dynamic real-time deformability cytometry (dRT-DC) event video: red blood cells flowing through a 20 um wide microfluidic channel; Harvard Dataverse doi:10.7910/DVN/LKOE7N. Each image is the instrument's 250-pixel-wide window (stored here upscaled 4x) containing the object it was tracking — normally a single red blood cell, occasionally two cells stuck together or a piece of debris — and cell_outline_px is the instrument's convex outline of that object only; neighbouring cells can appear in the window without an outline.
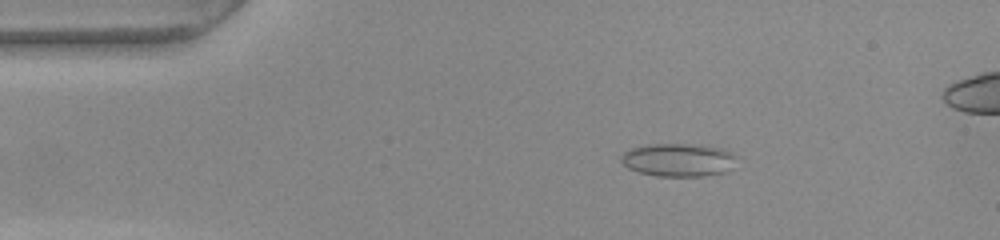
{"species": "common noctule bat (a hibernating species)", "species_latin": "Nyctalus noctula", "temperature_condition": "warm", "stored_images_in_passage": 46, "camera_frame_rate_fps": 3000, "um_per_image_px": 0.085, "animal": {"sex": "female", "body_mass_g": 22.0, "forearm_length_mm": 56.7}, "frame": {"image": 1, "passage_image": 1, "time_ms": 0.0, "image_size_px": [1000, 240], "cell_outline_px": [[740, 156], [724, 172], [700, 176], [656, 176], [640, 172], [628, 168], [620, 160], [620, 156], [624, 152], [632, 148], [644, 144], [700, 144], [724, 148]], "centroid_in_image_um": [57.67, 13.57], "position_along_channel_um": 27.3, "area_um2": 22.48}}
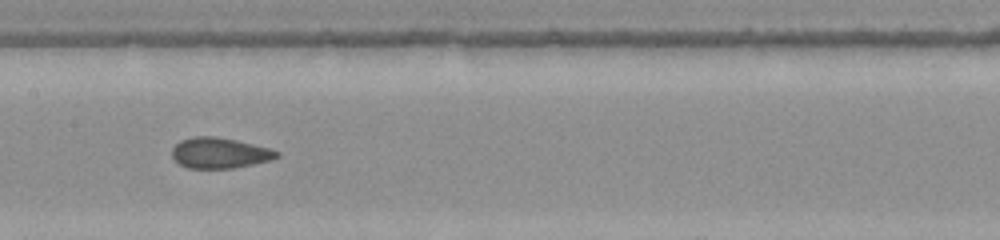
{"frame": {"image": 2, "passage_image": 18, "time_ms": 5.667, "image_size_px": [1000, 240], "cell_outline_px": [[280, 156], [268, 160], [236, 168], [188, 168], [180, 164], [172, 156], [172, 148], [180, 140], [192, 136], [216, 136], [236, 140], [268, 148], [280, 152]], "centroid_in_image_um": [18.64, 12.99], "position_along_channel_um": 188.8, "area_um2": 18.61}}
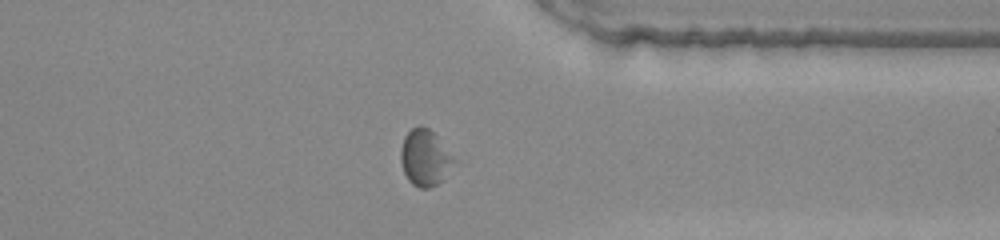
{"frame": {"image": 3, "passage_image": 33, "time_ms": 10.667, "image_size_px": [1000, 240], "cell_outline_px": [[456, 160], [440, 180], [436, 184], [428, 188], [420, 188], [412, 184], [408, 180], [404, 172], [400, 160], [400, 152], [404, 136], [412, 128], [420, 124], [428, 128], [432, 132]], "centroid_in_image_um": [36.07, 13.39], "position_along_channel_um": 375.3, "area_um2": 16.99}, "authors_computed_cell_mechanics": {"area_um2": 18.785, "velocity_mm_per_s": 3.844, "shape_relaxation_time_tau1_ms": null, "shape_relaxation_time_tau2_ms": 2.7249, "deformation_change_tau1": null, "deformation_change_tau2": 0.103}}